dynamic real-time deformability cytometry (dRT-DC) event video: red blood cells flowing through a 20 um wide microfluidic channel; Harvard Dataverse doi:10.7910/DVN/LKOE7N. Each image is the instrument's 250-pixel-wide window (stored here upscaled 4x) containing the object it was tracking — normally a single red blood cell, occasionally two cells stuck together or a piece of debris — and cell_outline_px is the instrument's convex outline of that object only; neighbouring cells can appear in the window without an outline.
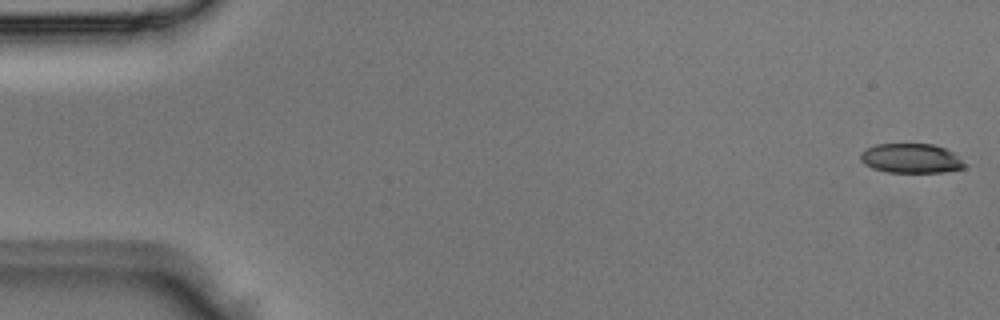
{"species": "Egyptian fruit bat (a non-hibernating species)", "species_latin": "Rousettus aegyptiacus", "temperature_condition": "room temperature", "stored_images_in_passage": 5, "camera_frame_rate_fps": 3000, "um_per_image_px": 0.085, "animal": {"sex": "male"}, "frame": {"image": 1, "passage_image": 1, "time_ms": 0.0, "image_size_px": [1000, 320], "cell_outline_px": [[968, 164], [964, 168], [944, 172], [888, 172], [872, 168], [864, 164], [860, 160], [860, 152], [876, 144], [932, 144], [944, 148], [952, 152]], "centroid_in_image_um": [77.44, 13.46], "position_along_channel_um": 7.6, "area_um2": 17.92}}
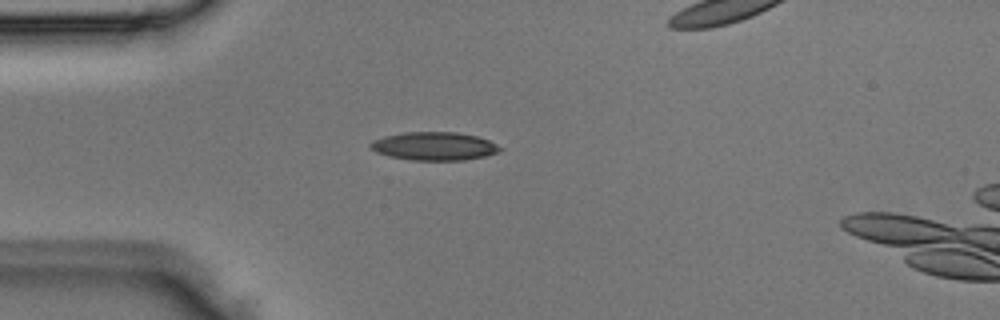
{"frame": {"image": 2, "passage_image": 4, "time_ms": 1.0, "image_size_px": [1000, 320], "cell_outline_px": [[504, 148], [500, 152], [484, 156], [464, 160], [412, 160], [388, 156], [376, 152], [368, 144], [372, 140], [384, 136], [404, 132], [456, 132], [476, 136], [488, 140]], "centroid_in_image_um": [36.9, 12.42], "position_along_channel_um": 48.1, "area_um2": 21.39}}